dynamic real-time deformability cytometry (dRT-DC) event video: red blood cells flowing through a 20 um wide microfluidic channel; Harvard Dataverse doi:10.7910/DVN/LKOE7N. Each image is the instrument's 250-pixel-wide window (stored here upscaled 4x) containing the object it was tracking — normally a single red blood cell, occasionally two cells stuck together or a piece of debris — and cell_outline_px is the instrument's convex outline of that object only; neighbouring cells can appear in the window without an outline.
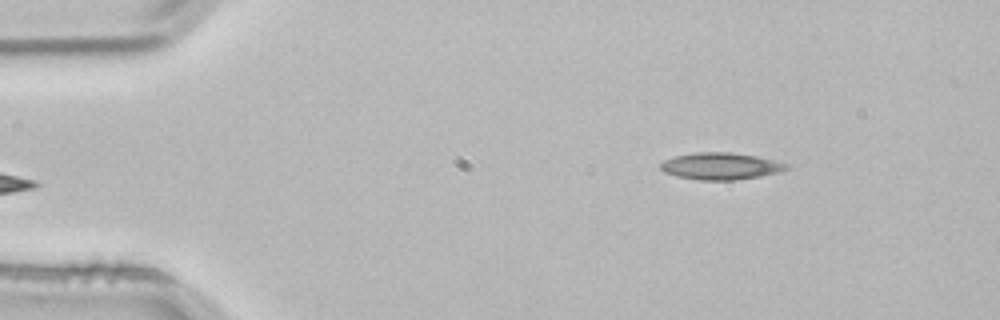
{"species": "common noctule bat (a hibernating species)", "species_latin": "Nyctalus noctula", "temperature_condition": "room temperature", "stored_images_in_passage": 2, "segment_of_instrument_passage": [2, 2], "camera_frame_rate_fps": 3000, "um_per_image_px": 0.085, "animal": {"sex": "male", "body_mass_g": 21.5, "forearm_length_mm": 52.0}, "frame": {"image": 1, "passage_image": 2, "time_ms": 0.333, "image_size_px": [1000, 320], "cell_outline_px": [[788, 168], [780, 172], [760, 176], [732, 180], [700, 180], [676, 176], [664, 172], [660, 168], [660, 164], [664, 160], [676, 156], [696, 152], [728, 152], [756, 156], [788, 164]], "centroid_in_image_um": [61.23, 14.12], "position_along_channel_um": 23.8, "area_um2": 19.54}}